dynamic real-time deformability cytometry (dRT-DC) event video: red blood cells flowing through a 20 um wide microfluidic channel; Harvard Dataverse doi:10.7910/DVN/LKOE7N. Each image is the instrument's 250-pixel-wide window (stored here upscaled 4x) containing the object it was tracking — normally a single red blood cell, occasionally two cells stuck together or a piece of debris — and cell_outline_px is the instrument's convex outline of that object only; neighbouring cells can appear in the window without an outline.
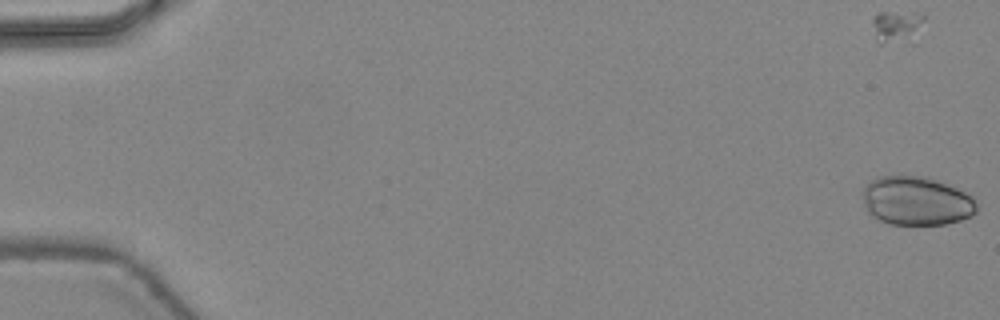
{"species": "common noctule bat (a hibernating species)", "species_latin": "Nyctalus noctula", "temperature_condition": "warm", "stored_images_in_passage": 44, "camera_frame_rate_fps": 3000, "um_per_image_px": 0.085, "animal": {"sex": "female", "body_mass_g": 24.6, "forearm_length_mm": 56.2}, "frame": {"image": 1, "passage_image": 1, "time_ms": 0.0, "image_size_px": [1000, 320], "cell_outline_px": [[976, 212], [972, 216], [960, 220], [944, 224], [888, 224], [872, 216], [868, 212], [864, 204], [860, 192], [872, 180], [880, 176], [924, 176], [936, 180], [956, 188], [972, 196], [976, 200]], "centroid_in_image_um": [77.88, 17.08], "position_along_channel_um": 7.1, "area_um2": 32.43}}